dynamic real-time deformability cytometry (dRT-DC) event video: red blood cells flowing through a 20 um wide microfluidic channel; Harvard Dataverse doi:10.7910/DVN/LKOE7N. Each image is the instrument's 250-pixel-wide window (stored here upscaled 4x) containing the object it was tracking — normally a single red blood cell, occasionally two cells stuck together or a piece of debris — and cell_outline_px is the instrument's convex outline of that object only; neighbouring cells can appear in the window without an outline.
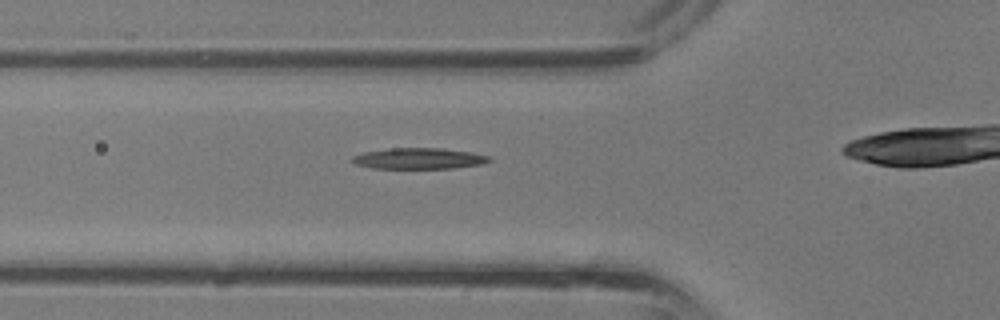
{"species": "common noctule bat (a hibernating species)", "species_latin": "Nyctalus noctula", "temperature_condition": "room temperature", "stored_images_in_passage": 23, "camera_frame_rate_fps": 3000, "um_per_image_px": 0.085, "animal": {"sex": "male", "body_mass_g": 13.3}, "frame": {"image": 1, "passage_image": 5, "time_ms": 1.333, "image_size_px": [1000, 320], "cell_outline_px": [[492, 160], [480, 164], [452, 168], [372, 168], [356, 164], [352, 160], [352, 156], [364, 152], [392, 148], [440, 148], [472, 152], [488, 156]], "centroid_in_image_um": [35.6, 13.47], "position_along_channel_um": 90.2, "area_um2": 16.53}}
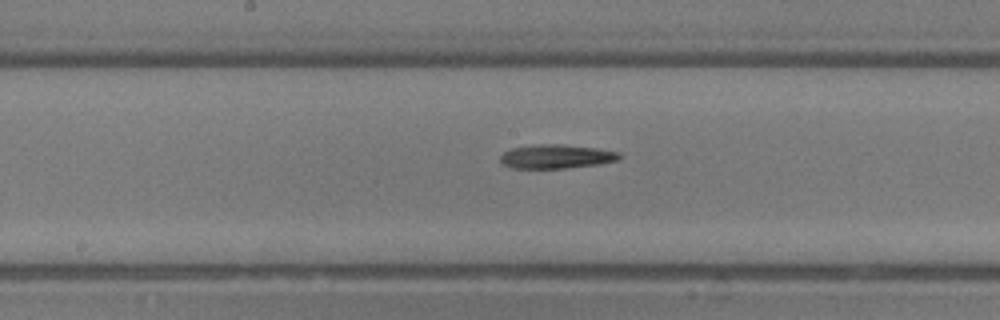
{"frame": {"image": 2, "passage_image": 11, "time_ms": 3.333, "image_size_px": [1000, 320], "cell_outline_px": [[624, 156], [620, 160], [600, 164], [564, 168], [512, 168], [500, 164], [500, 156], [504, 152], [512, 148], [540, 144], [560, 144], [596, 148], [620, 152]], "centroid_in_image_um": [47.32, 13.31], "position_along_channel_um": 200.9, "area_um2": 16.76}}
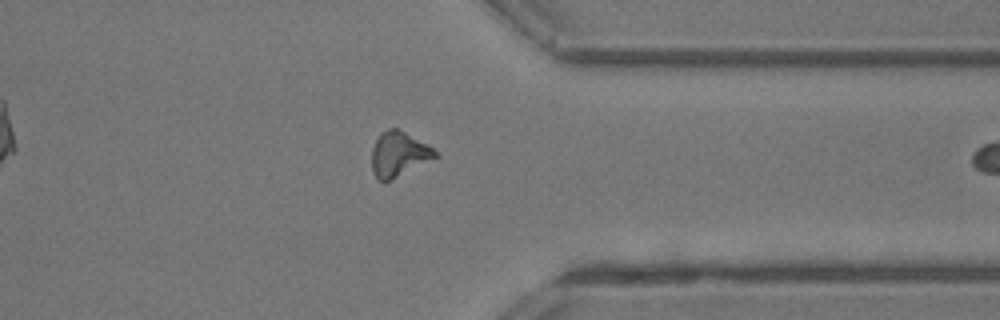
{"frame": {"image": 3, "passage_image": 21, "time_ms": 6.667, "image_size_px": [1000, 320], "cell_outline_px": [[440, 156], [384, 184], [372, 172], [372, 148], [380, 132], [388, 128], [396, 128], [428, 144]], "centroid_in_image_um": [33.89, 13.12], "position_along_channel_um": 377.5, "area_um2": 16.76}}